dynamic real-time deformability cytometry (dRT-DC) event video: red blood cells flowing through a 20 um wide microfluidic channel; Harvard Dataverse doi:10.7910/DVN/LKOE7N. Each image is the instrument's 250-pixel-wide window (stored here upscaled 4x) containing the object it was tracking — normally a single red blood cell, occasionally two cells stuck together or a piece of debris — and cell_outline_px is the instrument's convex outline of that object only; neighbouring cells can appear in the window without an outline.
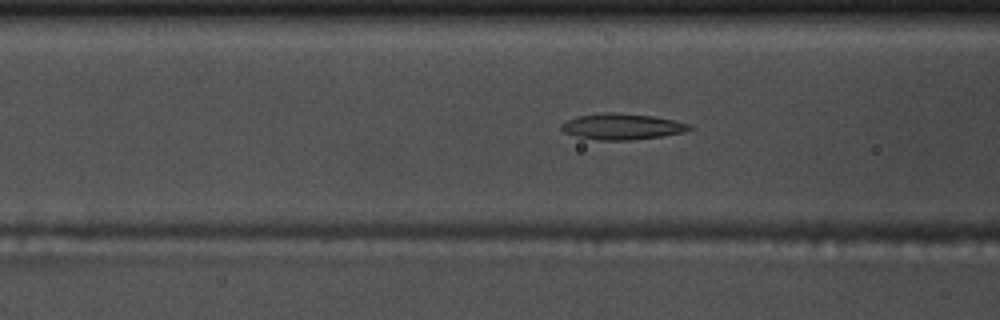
{"species": "common noctule bat (a hibernating species)", "species_latin": "Nyctalus noctula", "temperature_condition": "warm", "stored_images_in_passage": 54, "camera_frame_rate_fps": 3000, "um_per_image_px": 0.085, "animal": {"sex": "male", "body_mass_g": 17.5, "forearm_length_mm": 52.3}, "frame": {"image": 1, "passage_image": 21, "time_ms": 6.667, "image_size_px": [1000, 320], "cell_outline_px": [[692, 128], [684, 132], [660, 136], [632, 140], [600, 140], [576, 136], [564, 132], [560, 128], [560, 124], [576, 116], [604, 112], [608, 112], [652, 116], [692, 124]], "centroid_in_image_um": [52.85, 10.76], "position_along_channel_um": 113.8, "area_um2": 19.25}}
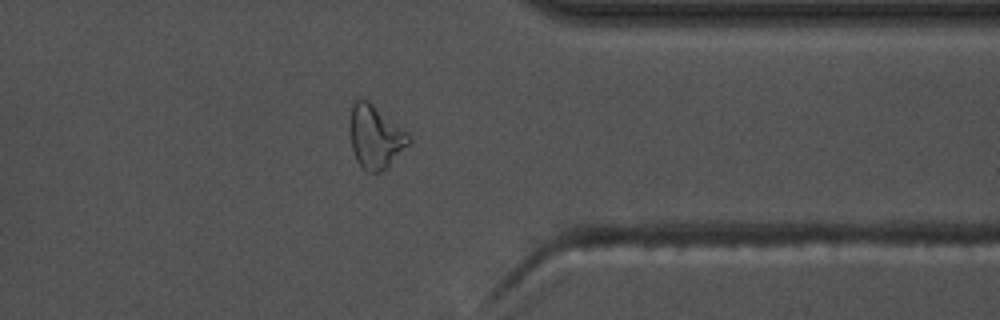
{"frame": {"image": 2, "passage_image": 43, "time_ms": 14.0, "image_size_px": [1000, 320], "cell_outline_px": [[412, 140], [388, 168], [380, 172], [368, 172], [356, 160], [352, 148], [348, 128], [352, 104], [356, 100], [368, 100], [408, 132], [412, 136]], "centroid_in_image_um": [31.91, 11.63], "position_along_channel_um": 379.5, "area_um2": 21.91}}
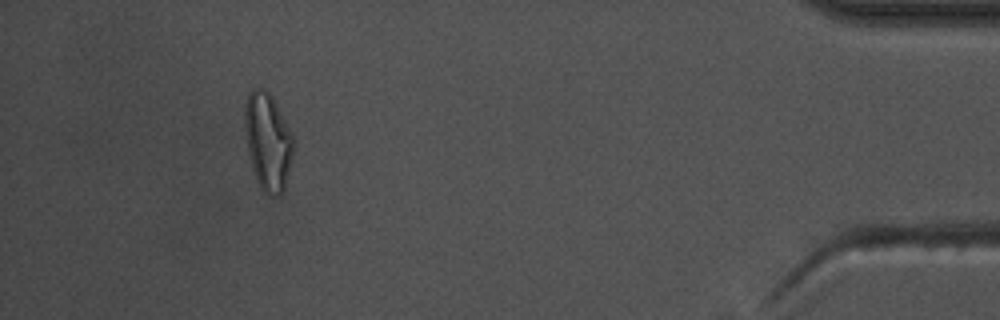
{"frame": {"image": 3, "passage_image": 50, "time_ms": 16.333, "image_size_px": [1000, 320], "cell_outline_px": [[296, 140], [284, 188], [280, 196], [276, 196], [264, 192], [260, 188], [248, 152], [244, 124], [244, 104], [248, 92], [252, 88], [260, 88], [268, 92], [272, 96]], "centroid_in_image_um": [22.77, 11.98], "position_along_channel_um": 412.4, "area_um2": 27.57}, "authors_computed_cell_mechanics": {"area_um2": 19.7676, "velocity_mm_per_s": 3.7316, "shape_relaxation_time_tau1_ms": null, "shape_relaxation_time_tau2_ms": 4.2339, "deformation_change_tau1": null, "deformation_change_tau2": 0.1368}}